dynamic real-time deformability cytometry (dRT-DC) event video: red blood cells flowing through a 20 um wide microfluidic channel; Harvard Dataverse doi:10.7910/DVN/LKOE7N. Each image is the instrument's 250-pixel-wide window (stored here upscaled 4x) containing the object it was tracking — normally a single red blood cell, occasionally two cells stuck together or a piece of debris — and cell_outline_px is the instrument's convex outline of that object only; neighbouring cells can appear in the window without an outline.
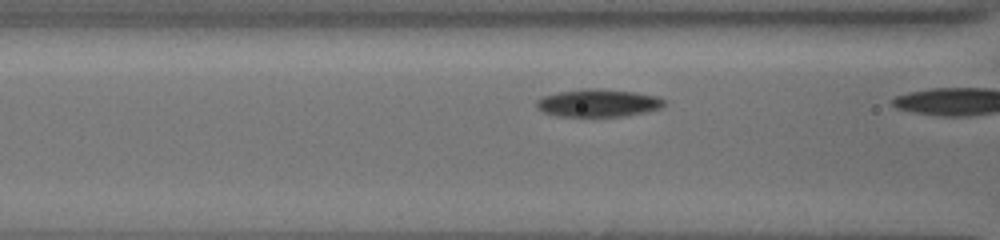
{"species": "common noctule bat (a hibernating species)", "species_latin": "Nyctalus noctula", "temperature_condition": "cold", "stored_images_in_passage": 8, "camera_frame_rate_fps": 3000, "um_per_image_px": 0.085, "animal": {"sex": "female", "body_mass_g": 19.5, "forearm_length_mm": 54.1}, "frame": {"image": 1, "passage_image": 7, "time_ms": 2.333, "image_size_px": [1000, 240], "cell_outline_px": [[664, 104], [660, 108], [648, 112], [628, 116], [556, 116], [544, 112], [536, 108], [536, 100], [544, 96], [560, 92], [584, 88], [592, 88], [632, 92], [656, 96], [664, 100]], "centroid_in_image_um": [50.83, 8.77], "position_along_channel_um": 115.8, "area_um2": 20.46}}